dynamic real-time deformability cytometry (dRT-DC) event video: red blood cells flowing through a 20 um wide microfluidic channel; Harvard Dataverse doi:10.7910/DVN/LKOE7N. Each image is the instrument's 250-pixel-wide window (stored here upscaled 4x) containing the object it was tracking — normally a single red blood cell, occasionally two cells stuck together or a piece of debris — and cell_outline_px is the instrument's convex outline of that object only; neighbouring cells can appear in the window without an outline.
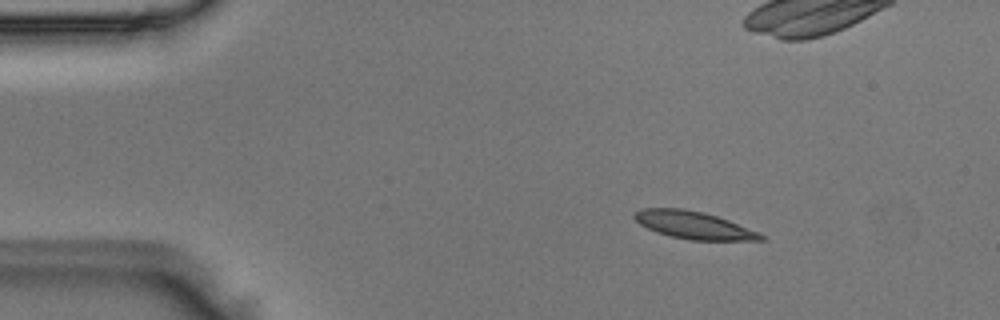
{"species": "Egyptian fruit bat (a non-hibernating species)", "species_latin": "Rousettus aegyptiacus", "temperature_condition": "room temperature", "stored_images_in_passage": 5, "camera_frame_rate_fps": 3000, "um_per_image_px": 0.085, "animal": {"sex": "male"}, "frame": {"image": 1, "passage_image": 2, "time_ms": 0.333, "image_size_px": [1000, 320], "cell_outline_px": [[764, 240], [688, 240], [656, 232], [640, 224], [632, 216], [640, 208], [680, 208], [704, 212], [728, 220], [760, 232], [764, 236]], "centroid_in_image_um": [58.96, 19.13], "position_along_channel_um": 26.0, "area_um2": 20.17}}